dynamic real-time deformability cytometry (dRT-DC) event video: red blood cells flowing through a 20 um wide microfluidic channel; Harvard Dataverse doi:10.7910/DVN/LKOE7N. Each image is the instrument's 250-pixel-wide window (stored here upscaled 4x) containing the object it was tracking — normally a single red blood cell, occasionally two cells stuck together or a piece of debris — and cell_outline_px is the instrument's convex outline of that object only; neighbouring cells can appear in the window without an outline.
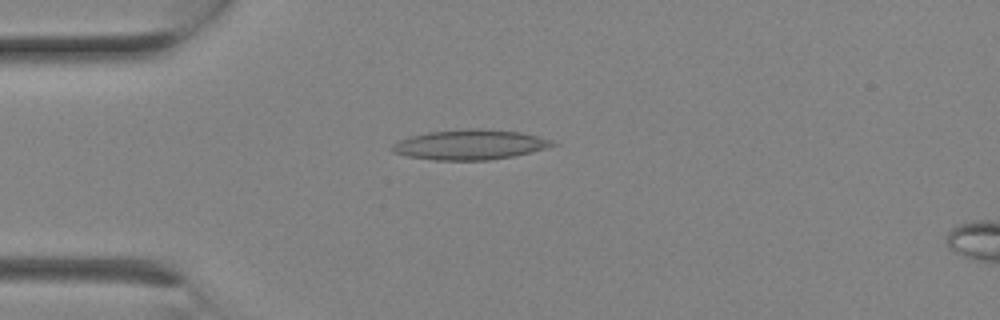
{"species": "Egyptian fruit bat (a non-hibernating species)", "species_latin": "Rousettus aegyptiacus", "temperature_condition": "room temperature", "stored_images_in_passage": 2, "camera_frame_rate_fps": 3000, "um_per_image_px": 0.085, "animal": {"sex": "female"}, "frame": {"image": 1, "passage_image": 1, "time_ms": 0.0, "image_size_px": [1000, 320], "cell_outline_px": [[560, 144], [548, 148], [512, 156], [488, 160], [432, 160], [408, 156], [392, 152], [388, 148], [392, 144], [400, 140], [412, 136], [428, 132], [468, 128], [484, 128], [520, 132], [552, 140]], "centroid_in_image_um": [39.94, 12.29], "position_along_channel_um": 45.1, "area_um2": 28.15}}